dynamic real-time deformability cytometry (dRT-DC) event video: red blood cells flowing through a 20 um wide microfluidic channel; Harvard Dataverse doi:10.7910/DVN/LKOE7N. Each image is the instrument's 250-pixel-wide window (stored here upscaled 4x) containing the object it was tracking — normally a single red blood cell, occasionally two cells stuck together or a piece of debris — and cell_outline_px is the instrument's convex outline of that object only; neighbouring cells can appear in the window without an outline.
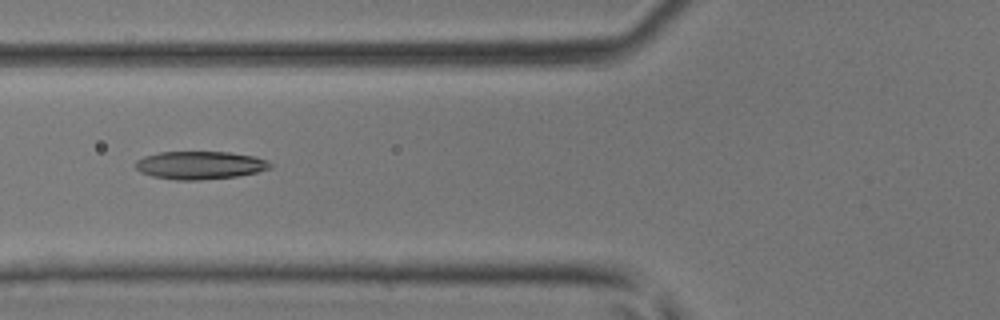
{"species": "common noctule bat (a hibernating species)", "species_latin": "Nyctalus noctula", "temperature_condition": "room temperature", "stored_images_in_passage": 43, "camera_frame_rate_fps": 3000, "um_per_image_px": 0.085, "animal": {"sex": "male", "body_mass_g": 17.9, "forearm_length_mm": 54.2}, "frame": {"image": 1, "passage_image": 16, "time_ms": 5.0, "image_size_px": [1000, 320], "cell_outline_px": [[272, 168], [256, 172], [236, 176], [200, 180], [176, 180], [152, 176], [140, 172], [136, 168], [136, 160], [144, 156], [160, 152], [228, 152], [252, 156], [268, 160], [272, 164]], "centroid_in_image_um": [16.99, 14.04], "position_along_channel_um": 108.8, "area_um2": 21.91}}
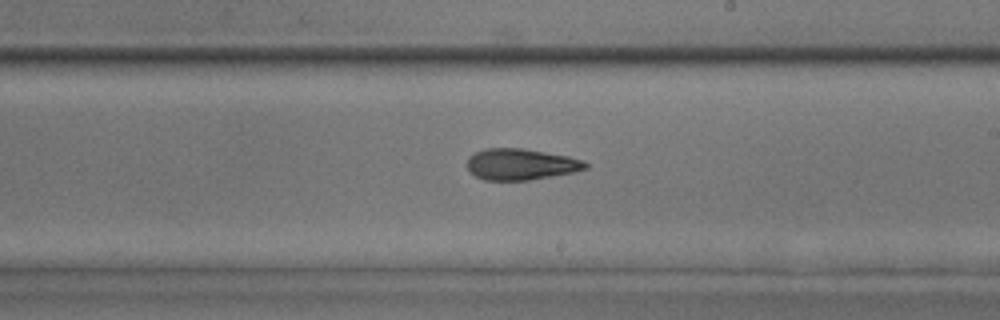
{"frame": {"image": 2, "passage_image": 25, "time_ms": 8.0, "image_size_px": [1000, 320], "cell_outline_px": [[588, 168], [576, 172], [528, 180], [484, 180], [476, 176], [468, 168], [468, 156], [484, 148], [524, 148], [568, 156], [584, 160], [588, 164]], "centroid_in_image_um": [44.31, 13.96], "position_along_channel_um": 244.7, "area_um2": 21.62}}
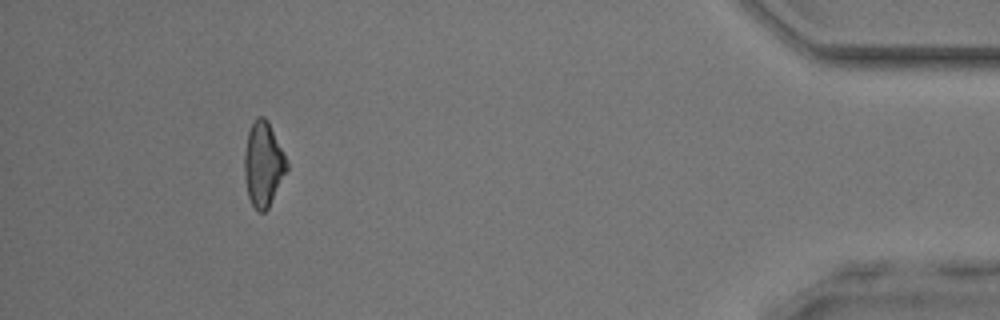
{"frame": {"image": 3, "passage_image": 40, "time_ms": 13.0, "image_size_px": [1000, 320], "cell_outline_px": [[288, 168], [268, 208], [264, 212], [256, 212], [248, 196], [244, 176], [244, 156], [248, 132], [256, 116], [264, 116], [268, 120], [288, 164]], "centroid_in_image_um": [22.36, 13.96], "position_along_channel_um": 412.8, "area_um2": 20.69}}